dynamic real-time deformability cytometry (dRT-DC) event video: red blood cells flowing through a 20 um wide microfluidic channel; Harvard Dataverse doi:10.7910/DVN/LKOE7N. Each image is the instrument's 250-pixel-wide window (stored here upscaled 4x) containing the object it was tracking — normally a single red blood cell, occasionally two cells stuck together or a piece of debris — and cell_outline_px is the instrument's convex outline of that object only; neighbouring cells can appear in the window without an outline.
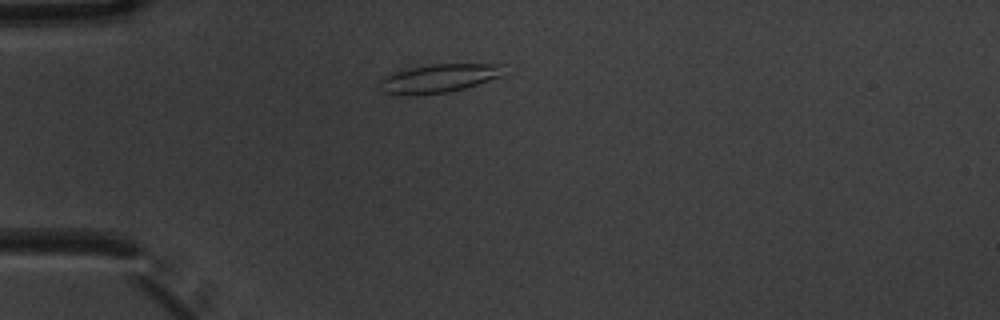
{"species": "common noctule bat (a hibernating species)", "species_latin": "Nyctalus noctula", "temperature_condition": "warm", "stored_images_in_passage": 3, "camera_frame_rate_fps": 3000, "um_per_image_px": 0.085, "animal": {"sex": "male", "body_mass_g": 20.1, "forearm_length_mm": 53.5}, "frame": {"image": 1, "passage_image": 1, "time_ms": 0.0, "image_size_px": [1000, 320], "cell_outline_px": [[504, 76], [464, 88], [448, 92], [408, 96], [380, 92], [376, 84], [380, 76], [412, 68], [432, 64], [504, 64]], "centroid_in_image_um": [37.23, 6.67], "position_along_channel_um": 47.8, "area_um2": 21.04}}